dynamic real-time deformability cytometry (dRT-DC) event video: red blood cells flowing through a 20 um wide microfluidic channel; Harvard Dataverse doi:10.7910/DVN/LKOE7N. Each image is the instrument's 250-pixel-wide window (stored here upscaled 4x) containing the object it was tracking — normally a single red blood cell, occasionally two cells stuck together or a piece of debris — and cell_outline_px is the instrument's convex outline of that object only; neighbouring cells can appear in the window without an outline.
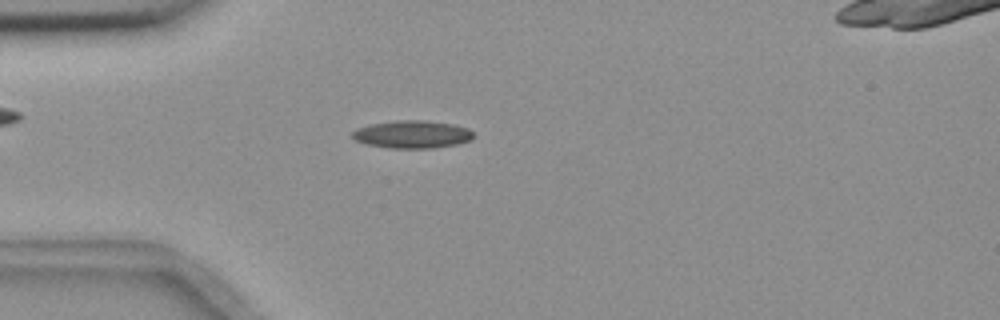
{"species": "common noctule bat (a hibernating species)", "species_latin": "Nyctalus noctula", "temperature_condition": "room temperature", "stored_images_in_passage": 56, "segment_of_instrument_passage": [1, 2], "camera_frame_rate_fps": 3000, "um_per_image_px": 0.085, "animal": {"sex": "female", "body_mass_g": 18.4}, "frame": {"image": 1, "passage_image": 15, "time_ms": 4.667, "image_size_px": [1000, 320], "cell_outline_px": [[472, 140], [456, 144], [432, 148], [388, 148], [368, 144], [356, 140], [352, 136], [352, 132], [356, 128], [368, 124], [396, 120], [424, 120], [452, 124], [468, 128], [472, 132]], "centroid_in_image_um": [35.01, 11.41], "position_along_channel_um": 50.0, "area_um2": 19.54}}
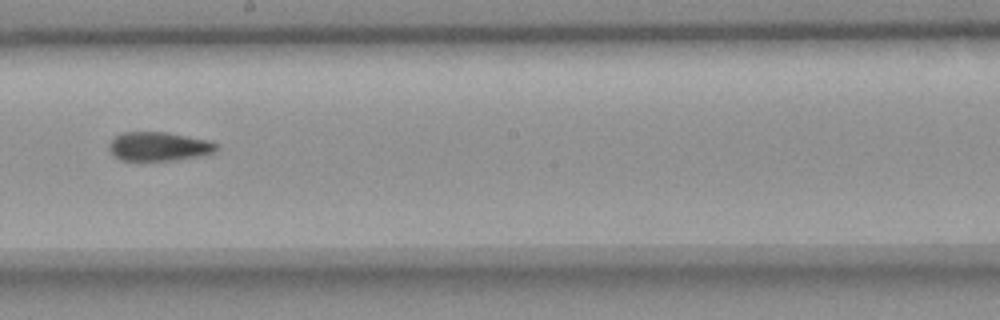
{"frame": {"image": 2, "passage_image": 31, "time_ms": 10.0, "image_size_px": [1000, 320], "cell_outline_px": [[216, 152], [204, 156], [172, 160], [120, 160], [112, 156], [108, 148], [108, 144], [116, 136], [124, 132], [164, 132], [208, 140], [216, 144]], "centroid_in_image_um": [13.48, 12.46], "position_along_channel_um": 234.7, "area_um2": 18.09}}
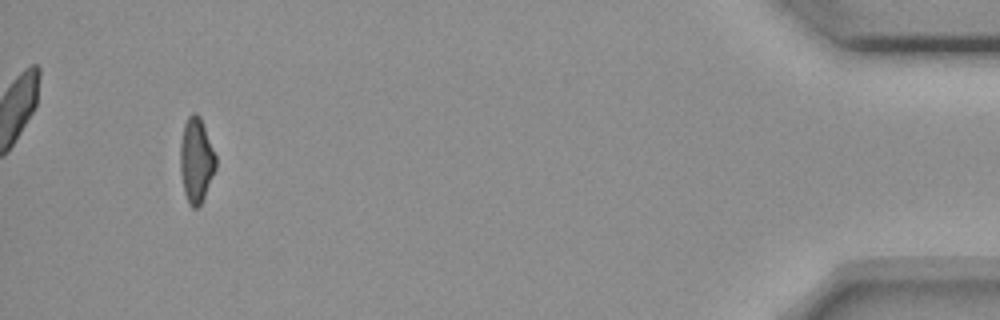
{"frame": {"image": 3, "passage_image": 52, "time_ms": 17.0, "image_size_px": [1000, 320], "cell_outline_px": [[216, 168], [204, 196], [200, 204], [196, 208], [192, 208], [188, 204], [184, 192], [180, 172], [180, 140], [184, 124], [188, 116], [192, 112], [196, 112], [200, 116], [216, 156]], "centroid_in_image_um": [16.66, 13.6], "position_along_channel_um": 418.5, "area_um2": 17.63}}